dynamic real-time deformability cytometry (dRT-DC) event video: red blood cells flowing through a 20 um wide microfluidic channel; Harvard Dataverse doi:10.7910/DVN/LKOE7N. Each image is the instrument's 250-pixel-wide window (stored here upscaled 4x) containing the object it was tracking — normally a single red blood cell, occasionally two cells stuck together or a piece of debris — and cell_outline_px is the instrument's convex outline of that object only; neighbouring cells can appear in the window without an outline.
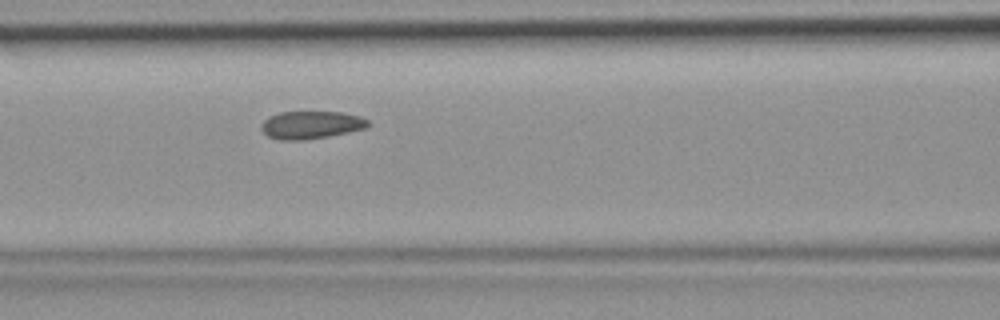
{"species": "common noctule bat (a hibernating species)", "species_latin": "Nyctalus noctula", "temperature_condition": "room temperature", "stored_images_in_passage": 42, "camera_frame_rate_fps": 3000, "um_per_image_px": 0.085, "animal": {"sex": "female", "body_mass_g": 19.9}, "frame": {"image": 1, "passage_image": 15, "time_ms": 4.667, "image_size_px": [1000, 320], "cell_outline_px": [[368, 124], [364, 128], [348, 132], [328, 136], [304, 140], [280, 140], [268, 136], [260, 128], [260, 124], [268, 116], [280, 112], [340, 112], [360, 116], [368, 120]], "centroid_in_image_um": [26.39, 10.61], "position_along_channel_um": 140.2, "area_um2": 17.17}}
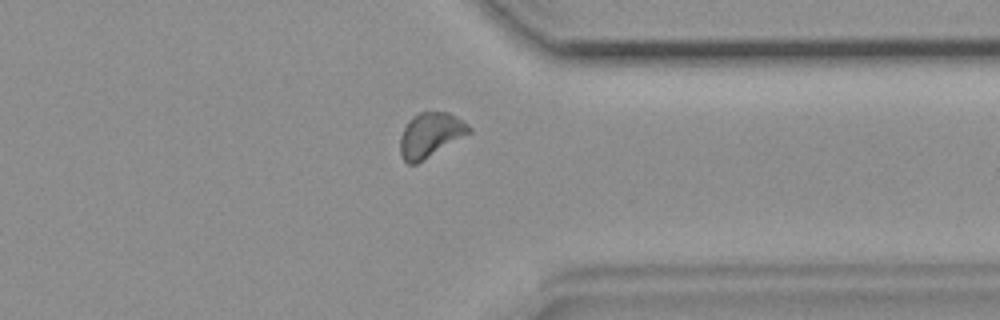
{"frame": {"image": 2, "passage_image": 32, "time_ms": 10.333, "image_size_px": [1000, 320], "cell_outline_px": [[472, 132], [416, 164], [408, 164], [400, 156], [400, 136], [408, 120], [412, 116], [420, 112], [448, 112], [464, 120], [472, 128]], "centroid_in_image_um": [36.59, 11.46], "position_along_channel_um": 374.8, "area_um2": 17.98}}
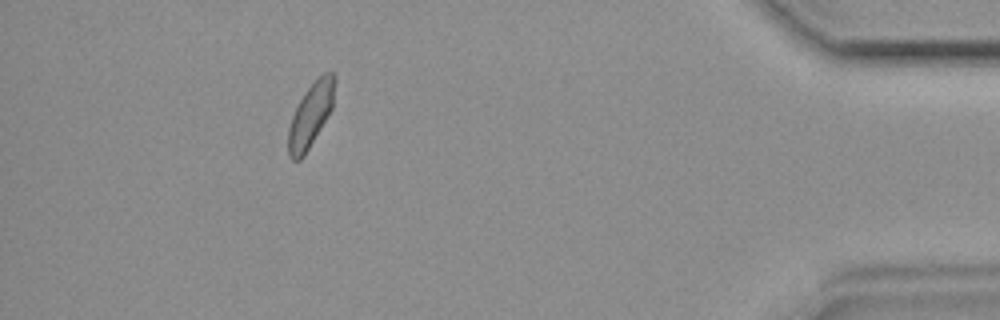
{"frame": {"image": 3, "passage_image": 38, "time_ms": 12.333, "image_size_px": [1000, 320], "cell_outline_px": [[336, 80], [332, 108], [304, 156], [300, 160], [292, 160], [288, 156], [288, 128], [292, 116], [304, 92], [324, 72], [332, 72], [336, 76]], "centroid_in_image_um": [26.4, 9.78], "position_along_channel_um": 408.8, "area_um2": 17.11}}